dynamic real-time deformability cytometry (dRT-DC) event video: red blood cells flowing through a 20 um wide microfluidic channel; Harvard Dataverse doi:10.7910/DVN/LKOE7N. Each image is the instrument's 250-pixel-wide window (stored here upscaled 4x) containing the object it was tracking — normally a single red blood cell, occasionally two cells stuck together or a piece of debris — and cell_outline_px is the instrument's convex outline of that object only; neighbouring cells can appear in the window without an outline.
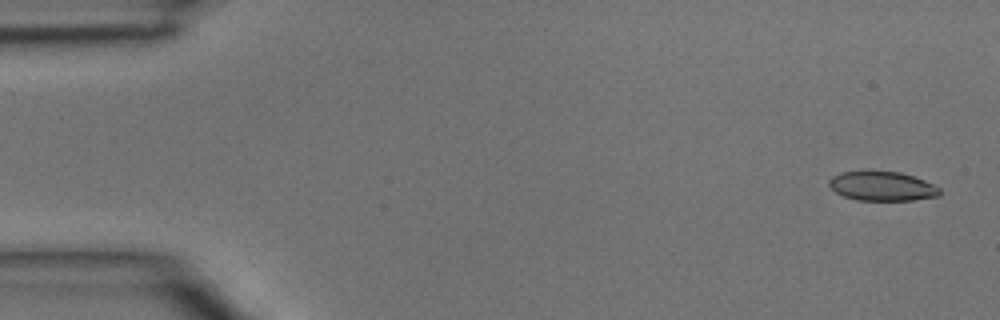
{"species": "common noctule bat (a hibernating species)", "species_latin": "Nyctalus noctula", "temperature_condition": "room temperature", "stored_images_in_passage": 4, "camera_frame_rate_fps": 3000, "um_per_image_px": 0.085, "animal": {"sex": "male", "body_mass_g": 15.6}, "frame": {"image": 1, "passage_image": 1, "time_ms": 0.0, "image_size_px": [1000, 320], "cell_outline_px": [[940, 196], [912, 200], [856, 200], [844, 196], [836, 192], [828, 184], [828, 180], [832, 176], [840, 172], [900, 172], [924, 180], [940, 188]], "centroid_in_image_um": [74.98, 15.84], "position_along_channel_um": 10.0, "area_um2": 18.67}}